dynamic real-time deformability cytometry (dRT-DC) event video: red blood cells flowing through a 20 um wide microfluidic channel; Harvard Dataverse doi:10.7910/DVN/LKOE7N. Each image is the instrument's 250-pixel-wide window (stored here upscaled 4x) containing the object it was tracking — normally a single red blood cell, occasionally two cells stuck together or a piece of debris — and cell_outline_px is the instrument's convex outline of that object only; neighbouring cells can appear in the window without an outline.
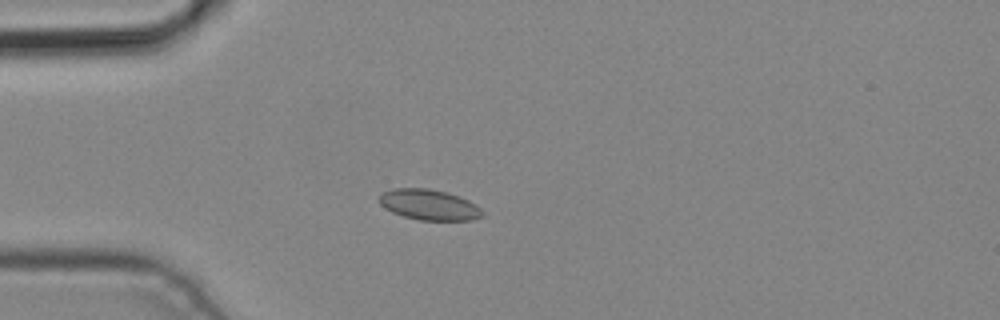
{"species": "common noctule bat (a hibernating species)", "species_latin": "Nyctalus noctula", "temperature_condition": "cold", "stored_images_in_passage": 3, "camera_frame_rate_fps": 3000, "um_per_image_px": 0.085, "animal": {"sex": "male", "body_mass_g": 19.2, "forearm_length_mm": 51.8}, "frame": {"image": 1, "passage_image": 2, "time_ms": 0.333, "image_size_px": [1000, 320], "cell_outline_px": [[484, 216], [472, 220], [420, 220], [404, 216], [392, 212], [384, 208], [380, 204], [380, 192], [392, 188], [428, 188], [448, 192], [460, 196], [468, 200], [480, 208], [484, 212]], "centroid_in_image_um": [36.47, 17.39], "position_along_channel_um": 48.5, "area_um2": 18.55}}